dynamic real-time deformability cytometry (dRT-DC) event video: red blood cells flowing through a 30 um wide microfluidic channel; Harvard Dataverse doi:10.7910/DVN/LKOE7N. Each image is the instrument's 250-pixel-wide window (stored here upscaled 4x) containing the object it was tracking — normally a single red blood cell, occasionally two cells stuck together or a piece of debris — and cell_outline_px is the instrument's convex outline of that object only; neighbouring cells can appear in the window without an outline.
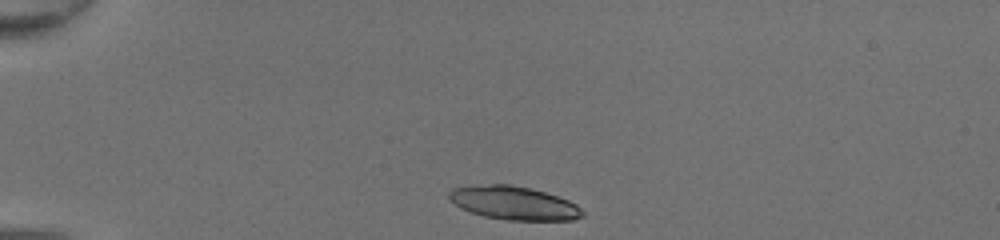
{"species": "common noctule bat (a hibernating species)", "species_latin": "Nyctalus noctula", "temperature_condition": "room temperature", "stored_images_in_passage": 32, "camera_frame_rate_fps": 3000, "um_per_image_px": 0.085, "animal": {"sex": "female", "body_mass_g": 20.0, "forearm_length_mm": 54.0}, "frame": {"image": 1, "passage_image": 1, "time_ms": 0.0, "image_size_px": [1000, 240], "cell_outline_px": [[584, 216], [572, 220], [508, 220], [484, 216], [460, 208], [448, 196], [448, 192], [452, 188], [492, 184], [512, 184], [544, 192], [568, 200], [576, 204], [584, 212]], "centroid_in_image_um": [43.69, 17.26], "position_along_channel_um": 41.3, "area_um2": 25.72}}
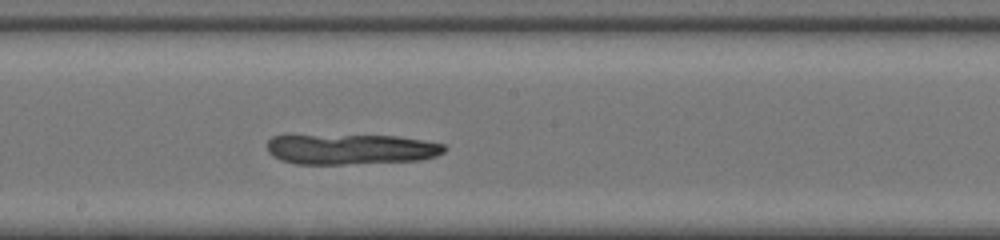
{"frame": {"image": 2, "passage_image": 17, "time_ms": 5.333, "image_size_px": [1000, 240], "cell_outline_px": [[448, 148], [444, 152], [436, 156], [420, 160], [344, 164], [296, 164], [280, 160], [272, 156], [268, 152], [268, 140], [272, 136], [288, 132], [396, 136], [424, 140], [444, 144]], "centroid_in_image_um": [29.7, 12.63], "position_along_channel_um": 218.5, "area_um2": 32.95}}
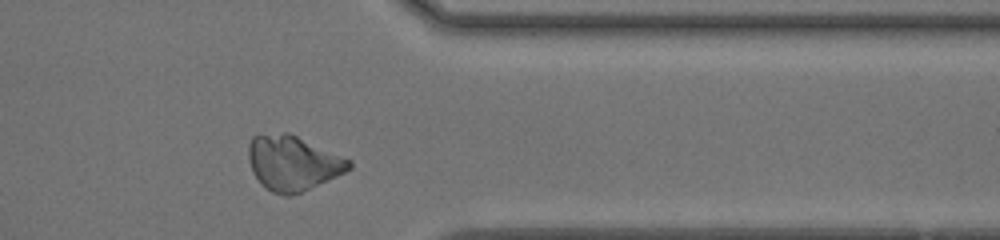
{"frame": {"image": 3, "passage_image": 29, "time_ms": 9.333, "image_size_px": [1000, 240], "cell_outline_px": [[352, 168], [336, 176], [300, 192], [288, 196], [284, 196], [272, 192], [260, 184], [252, 172], [248, 160], [248, 144], [252, 136], [284, 132], [288, 132], [352, 160]], "centroid_in_image_um": [24.86, 13.85], "position_along_channel_um": 386.5, "area_um2": 32.08}}